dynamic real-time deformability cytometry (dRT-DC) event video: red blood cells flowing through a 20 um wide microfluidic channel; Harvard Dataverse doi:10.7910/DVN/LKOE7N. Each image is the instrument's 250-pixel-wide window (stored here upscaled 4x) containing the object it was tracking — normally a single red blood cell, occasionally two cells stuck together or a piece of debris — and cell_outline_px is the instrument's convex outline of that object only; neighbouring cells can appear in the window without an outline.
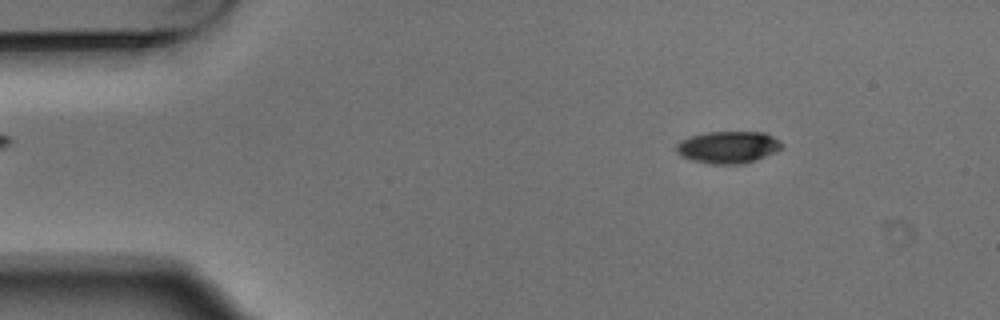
{"species": "Egyptian fruit bat (a non-hibernating species)", "species_latin": "Rousettus aegyptiacus", "temperature_condition": "warm", "stored_images_in_passage": 3, "camera_frame_rate_fps": 3000, "um_per_image_px": 0.085, "animal": {"sex": "male"}, "frame": {"image": 1, "passage_image": 1, "time_ms": 0.0, "image_size_px": [1000, 320], "cell_outline_px": [[784, 148], [776, 152], [756, 160], [744, 164], [712, 164], [692, 160], [680, 156], [676, 152], [676, 144], [680, 140], [692, 136], [708, 132], [764, 132], [780, 140], [784, 144]], "centroid_in_image_um": [61.92, 12.52], "position_along_channel_um": 23.1, "area_um2": 19.94}}